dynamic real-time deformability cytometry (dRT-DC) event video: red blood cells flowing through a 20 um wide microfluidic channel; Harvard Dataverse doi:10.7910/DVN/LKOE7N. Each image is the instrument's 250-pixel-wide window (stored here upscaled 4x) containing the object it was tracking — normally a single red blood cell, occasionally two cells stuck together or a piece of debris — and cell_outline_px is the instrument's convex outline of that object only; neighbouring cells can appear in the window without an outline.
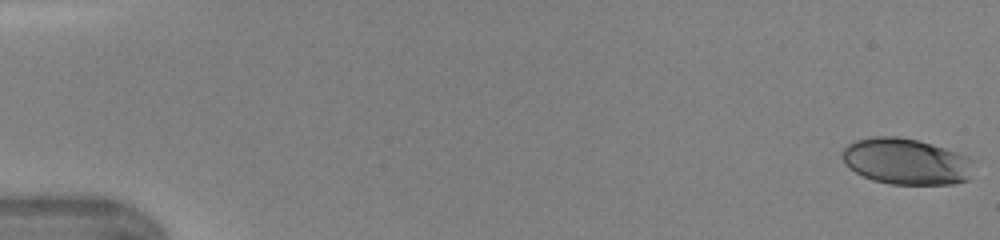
{"species": "human", "species_latin": "Homo sapiens", "temperature_condition": "warm", "stored_images_in_passage": 45, "camera_frame_rate_fps": 3000, "um_per_image_px": 0.085, "donor": {"sex": "female"}, "frame": {"image": 1, "passage_image": 1, "time_ms": 0.0, "image_size_px": [1000, 240], "cell_outline_px": [[972, 160], [968, 180], [952, 184], [888, 184], [872, 180], [848, 168], [844, 164], [840, 156], [844, 148], [848, 144], [856, 140], [872, 136], [896, 136], [916, 140], [932, 144], [968, 156]], "centroid_in_image_um": [76.96, 13.72], "position_along_channel_um": 8.0, "area_um2": 35.37}}
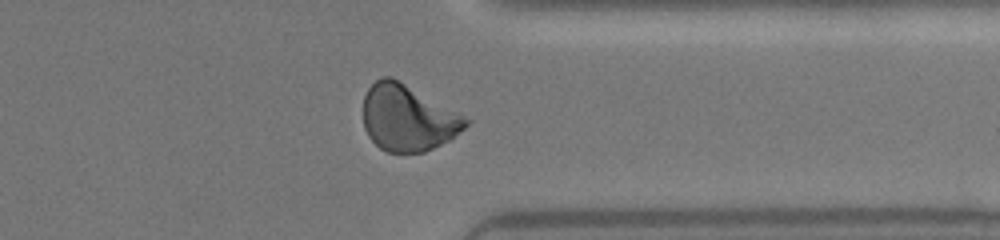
{"frame": {"image": 2, "passage_image": 36, "time_ms": 11.667, "image_size_px": [1000, 240], "cell_outline_px": [[472, 120], [452, 140], [424, 152], [388, 152], [380, 148], [368, 136], [364, 128], [364, 96], [368, 88], [380, 76], [392, 76]], "centroid_in_image_um": [34.67, 10.02], "position_along_channel_um": 376.7, "area_um2": 39.65}}
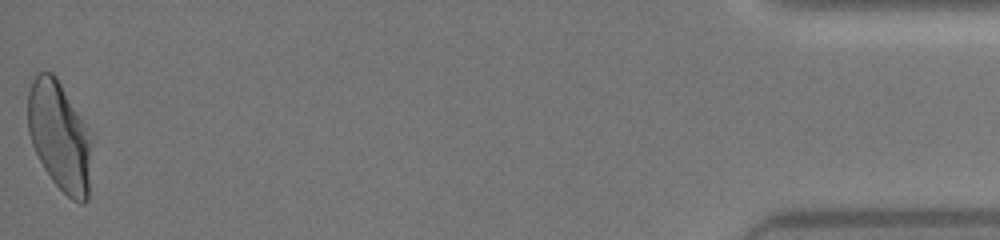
{"frame": {"image": 3, "passage_image": 45, "time_ms": 14.667, "image_size_px": [1000, 240], "cell_outline_px": [[88, 200], [84, 204], [80, 204], [72, 200], [52, 180], [44, 168], [32, 144], [28, 132], [28, 92], [32, 80], [36, 72], [52, 72], [56, 76], [88, 128]], "centroid_in_image_um": [5.01, 11.54], "position_along_channel_um": 430.2, "area_um2": 39.71}}